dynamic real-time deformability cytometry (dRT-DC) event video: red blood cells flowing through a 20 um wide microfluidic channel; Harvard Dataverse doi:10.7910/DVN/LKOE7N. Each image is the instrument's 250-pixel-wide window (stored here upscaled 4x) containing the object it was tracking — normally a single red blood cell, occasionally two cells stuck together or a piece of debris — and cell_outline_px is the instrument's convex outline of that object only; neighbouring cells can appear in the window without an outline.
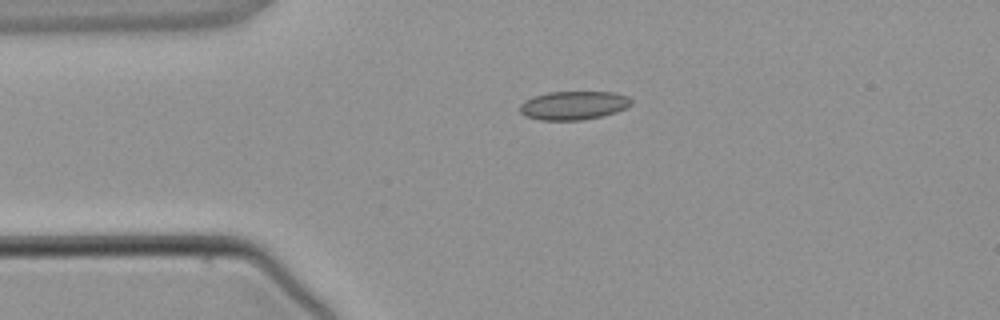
{"species": "common noctule bat (a hibernating species)", "species_latin": "Nyctalus noctula", "temperature_condition": "warm", "stored_images_in_passage": 2, "camera_frame_rate_fps": 3000, "um_per_image_px": 0.085, "animal": {"sex": "male", "body_mass_g": 21.5, "forearm_length_mm": 52.0}, "frame": {"image": 1, "passage_image": 1, "time_ms": 0.0, "image_size_px": [1000, 320], "cell_outline_px": [[632, 104], [616, 112], [600, 116], [580, 120], [540, 120], [524, 116], [520, 112], [520, 104], [524, 100], [532, 96], [548, 92], [616, 92], [628, 96], [632, 100]], "centroid_in_image_um": [48.72, 8.95], "position_along_channel_um": 36.3, "area_um2": 18.67}}